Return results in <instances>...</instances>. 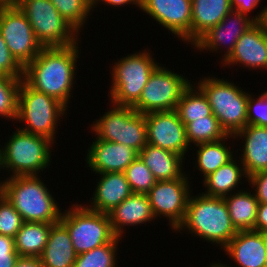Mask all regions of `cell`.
Here are the masks:
<instances>
[{"instance_id":"e575fe53","label":"cell","mask_w":267,"mask_h":267,"mask_svg":"<svg viewBox=\"0 0 267 267\" xmlns=\"http://www.w3.org/2000/svg\"><path fill=\"white\" fill-rule=\"evenodd\" d=\"M21 80L0 75V116L17 119L18 89Z\"/></svg>"},{"instance_id":"3957f363","label":"cell","mask_w":267,"mask_h":267,"mask_svg":"<svg viewBox=\"0 0 267 267\" xmlns=\"http://www.w3.org/2000/svg\"><path fill=\"white\" fill-rule=\"evenodd\" d=\"M185 227V228H184ZM189 229L200 238L225 248L237 234L223 197L189 196L186 214L177 231Z\"/></svg>"},{"instance_id":"681fc988","label":"cell","mask_w":267,"mask_h":267,"mask_svg":"<svg viewBox=\"0 0 267 267\" xmlns=\"http://www.w3.org/2000/svg\"><path fill=\"white\" fill-rule=\"evenodd\" d=\"M2 194V182H0V195Z\"/></svg>"},{"instance_id":"2e32d148","label":"cell","mask_w":267,"mask_h":267,"mask_svg":"<svg viewBox=\"0 0 267 267\" xmlns=\"http://www.w3.org/2000/svg\"><path fill=\"white\" fill-rule=\"evenodd\" d=\"M222 63L241 64L251 68L267 69V30L263 22H256L237 40L230 55Z\"/></svg>"},{"instance_id":"ffe728a7","label":"cell","mask_w":267,"mask_h":267,"mask_svg":"<svg viewBox=\"0 0 267 267\" xmlns=\"http://www.w3.org/2000/svg\"><path fill=\"white\" fill-rule=\"evenodd\" d=\"M245 139L241 161L247 178L255 173L267 170V127L246 125L230 137Z\"/></svg>"},{"instance_id":"f1b7e54d","label":"cell","mask_w":267,"mask_h":267,"mask_svg":"<svg viewBox=\"0 0 267 267\" xmlns=\"http://www.w3.org/2000/svg\"><path fill=\"white\" fill-rule=\"evenodd\" d=\"M193 88L196 87H192V84H190L184 90L176 107L179 118L185 126L194 119H200L212 114L206 95L199 87H197L198 91Z\"/></svg>"},{"instance_id":"f6af8a7d","label":"cell","mask_w":267,"mask_h":267,"mask_svg":"<svg viewBox=\"0 0 267 267\" xmlns=\"http://www.w3.org/2000/svg\"><path fill=\"white\" fill-rule=\"evenodd\" d=\"M255 22H263L267 30V6L258 16L255 15Z\"/></svg>"},{"instance_id":"ba28073f","label":"cell","mask_w":267,"mask_h":267,"mask_svg":"<svg viewBox=\"0 0 267 267\" xmlns=\"http://www.w3.org/2000/svg\"><path fill=\"white\" fill-rule=\"evenodd\" d=\"M72 208L61 214L60 222L67 228L78 255L110 243L116 237L106 213L77 204Z\"/></svg>"},{"instance_id":"d6a6232c","label":"cell","mask_w":267,"mask_h":267,"mask_svg":"<svg viewBox=\"0 0 267 267\" xmlns=\"http://www.w3.org/2000/svg\"><path fill=\"white\" fill-rule=\"evenodd\" d=\"M61 16L79 31L90 14V0H50Z\"/></svg>"},{"instance_id":"5bb4252c","label":"cell","mask_w":267,"mask_h":267,"mask_svg":"<svg viewBox=\"0 0 267 267\" xmlns=\"http://www.w3.org/2000/svg\"><path fill=\"white\" fill-rule=\"evenodd\" d=\"M145 122L148 144L175 152L184 158L190 144L185 125L176 110L146 113Z\"/></svg>"},{"instance_id":"d590c367","label":"cell","mask_w":267,"mask_h":267,"mask_svg":"<svg viewBox=\"0 0 267 267\" xmlns=\"http://www.w3.org/2000/svg\"><path fill=\"white\" fill-rule=\"evenodd\" d=\"M24 223L22 216L15 210L13 205L0 195V234L15 238L16 233Z\"/></svg>"},{"instance_id":"277c9868","label":"cell","mask_w":267,"mask_h":267,"mask_svg":"<svg viewBox=\"0 0 267 267\" xmlns=\"http://www.w3.org/2000/svg\"><path fill=\"white\" fill-rule=\"evenodd\" d=\"M9 138L4 149H0V168L10 169L13 176L38 175L47 168L52 140L21 129Z\"/></svg>"},{"instance_id":"5b68a950","label":"cell","mask_w":267,"mask_h":267,"mask_svg":"<svg viewBox=\"0 0 267 267\" xmlns=\"http://www.w3.org/2000/svg\"><path fill=\"white\" fill-rule=\"evenodd\" d=\"M203 80V81H202ZM198 87L206 95L213 115L228 135H234L247 125L249 93L240 90L227 80L204 78Z\"/></svg>"},{"instance_id":"d4e9b609","label":"cell","mask_w":267,"mask_h":267,"mask_svg":"<svg viewBox=\"0 0 267 267\" xmlns=\"http://www.w3.org/2000/svg\"><path fill=\"white\" fill-rule=\"evenodd\" d=\"M138 156L157 181L175 180L184 174L183 157L175 152L147 144Z\"/></svg>"},{"instance_id":"4dcf8cb0","label":"cell","mask_w":267,"mask_h":267,"mask_svg":"<svg viewBox=\"0 0 267 267\" xmlns=\"http://www.w3.org/2000/svg\"><path fill=\"white\" fill-rule=\"evenodd\" d=\"M185 129L189 144L193 142L198 145L230 139L213 113L207 117L194 119L185 126Z\"/></svg>"},{"instance_id":"cb8c5ba5","label":"cell","mask_w":267,"mask_h":267,"mask_svg":"<svg viewBox=\"0 0 267 267\" xmlns=\"http://www.w3.org/2000/svg\"><path fill=\"white\" fill-rule=\"evenodd\" d=\"M231 11V0H192L191 43L194 45Z\"/></svg>"},{"instance_id":"c3c4849f","label":"cell","mask_w":267,"mask_h":267,"mask_svg":"<svg viewBox=\"0 0 267 267\" xmlns=\"http://www.w3.org/2000/svg\"><path fill=\"white\" fill-rule=\"evenodd\" d=\"M19 0H11L12 4H16Z\"/></svg>"},{"instance_id":"4316f807","label":"cell","mask_w":267,"mask_h":267,"mask_svg":"<svg viewBox=\"0 0 267 267\" xmlns=\"http://www.w3.org/2000/svg\"><path fill=\"white\" fill-rule=\"evenodd\" d=\"M50 223L24 222L14 238L19 257H40L47 244Z\"/></svg>"},{"instance_id":"f546056e","label":"cell","mask_w":267,"mask_h":267,"mask_svg":"<svg viewBox=\"0 0 267 267\" xmlns=\"http://www.w3.org/2000/svg\"><path fill=\"white\" fill-rule=\"evenodd\" d=\"M223 142L225 139L196 145L199 146L196 166L205 178L233 159V152Z\"/></svg>"},{"instance_id":"ab89813d","label":"cell","mask_w":267,"mask_h":267,"mask_svg":"<svg viewBox=\"0 0 267 267\" xmlns=\"http://www.w3.org/2000/svg\"><path fill=\"white\" fill-rule=\"evenodd\" d=\"M247 181L256 187L255 196L259 203H267V170L249 176Z\"/></svg>"},{"instance_id":"7a4b0ae2","label":"cell","mask_w":267,"mask_h":267,"mask_svg":"<svg viewBox=\"0 0 267 267\" xmlns=\"http://www.w3.org/2000/svg\"><path fill=\"white\" fill-rule=\"evenodd\" d=\"M2 194L24 222L55 224L60 221L61 210L38 175L7 178L2 182Z\"/></svg>"},{"instance_id":"52a82bcc","label":"cell","mask_w":267,"mask_h":267,"mask_svg":"<svg viewBox=\"0 0 267 267\" xmlns=\"http://www.w3.org/2000/svg\"><path fill=\"white\" fill-rule=\"evenodd\" d=\"M15 5L28 18L42 47H67L79 41V32L61 16L50 0H19Z\"/></svg>"},{"instance_id":"484cf974","label":"cell","mask_w":267,"mask_h":267,"mask_svg":"<svg viewBox=\"0 0 267 267\" xmlns=\"http://www.w3.org/2000/svg\"><path fill=\"white\" fill-rule=\"evenodd\" d=\"M230 195V196H229ZM223 197L231 222L237 231L255 230L259 201L250 191H239Z\"/></svg>"},{"instance_id":"9a60e30c","label":"cell","mask_w":267,"mask_h":267,"mask_svg":"<svg viewBox=\"0 0 267 267\" xmlns=\"http://www.w3.org/2000/svg\"><path fill=\"white\" fill-rule=\"evenodd\" d=\"M140 9L182 40L191 42L192 0H141Z\"/></svg>"},{"instance_id":"6da1fadb","label":"cell","mask_w":267,"mask_h":267,"mask_svg":"<svg viewBox=\"0 0 267 267\" xmlns=\"http://www.w3.org/2000/svg\"><path fill=\"white\" fill-rule=\"evenodd\" d=\"M78 43L67 47H43L24 67L23 80L33 89L68 106L78 58Z\"/></svg>"},{"instance_id":"836d02e7","label":"cell","mask_w":267,"mask_h":267,"mask_svg":"<svg viewBox=\"0 0 267 267\" xmlns=\"http://www.w3.org/2000/svg\"><path fill=\"white\" fill-rule=\"evenodd\" d=\"M132 193L147 194L157 180L138 156L124 171Z\"/></svg>"},{"instance_id":"44dd1931","label":"cell","mask_w":267,"mask_h":267,"mask_svg":"<svg viewBox=\"0 0 267 267\" xmlns=\"http://www.w3.org/2000/svg\"><path fill=\"white\" fill-rule=\"evenodd\" d=\"M107 215L117 237L122 236L124 226L144 224V222L155 219L147 194L139 193H132Z\"/></svg>"},{"instance_id":"7402d4cb","label":"cell","mask_w":267,"mask_h":267,"mask_svg":"<svg viewBox=\"0 0 267 267\" xmlns=\"http://www.w3.org/2000/svg\"><path fill=\"white\" fill-rule=\"evenodd\" d=\"M100 175L101 178L93 194L92 206L86 207L107 214L130 196L132 191L124 172H107Z\"/></svg>"},{"instance_id":"7bdbcfd3","label":"cell","mask_w":267,"mask_h":267,"mask_svg":"<svg viewBox=\"0 0 267 267\" xmlns=\"http://www.w3.org/2000/svg\"><path fill=\"white\" fill-rule=\"evenodd\" d=\"M14 267H43L40 257H19Z\"/></svg>"},{"instance_id":"f35d334b","label":"cell","mask_w":267,"mask_h":267,"mask_svg":"<svg viewBox=\"0 0 267 267\" xmlns=\"http://www.w3.org/2000/svg\"><path fill=\"white\" fill-rule=\"evenodd\" d=\"M18 258L14 238L0 234V267H14Z\"/></svg>"},{"instance_id":"30bf717a","label":"cell","mask_w":267,"mask_h":267,"mask_svg":"<svg viewBox=\"0 0 267 267\" xmlns=\"http://www.w3.org/2000/svg\"><path fill=\"white\" fill-rule=\"evenodd\" d=\"M92 125L97 139L122 143L138 153L148 144L145 114L132 106H117Z\"/></svg>"},{"instance_id":"e0dca14e","label":"cell","mask_w":267,"mask_h":267,"mask_svg":"<svg viewBox=\"0 0 267 267\" xmlns=\"http://www.w3.org/2000/svg\"><path fill=\"white\" fill-rule=\"evenodd\" d=\"M137 157L138 152L127 145L96 138L86 158L91 170L100 174L124 172Z\"/></svg>"},{"instance_id":"7dc6e473","label":"cell","mask_w":267,"mask_h":267,"mask_svg":"<svg viewBox=\"0 0 267 267\" xmlns=\"http://www.w3.org/2000/svg\"><path fill=\"white\" fill-rule=\"evenodd\" d=\"M210 267H229V266H225L224 264H220V263H215V264H211Z\"/></svg>"},{"instance_id":"bcb514c9","label":"cell","mask_w":267,"mask_h":267,"mask_svg":"<svg viewBox=\"0 0 267 267\" xmlns=\"http://www.w3.org/2000/svg\"><path fill=\"white\" fill-rule=\"evenodd\" d=\"M12 4L11 0H0V9L10 6Z\"/></svg>"},{"instance_id":"60d3db41","label":"cell","mask_w":267,"mask_h":267,"mask_svg":"<svg viewBox=\"0 0 267 267\" xmlns=\"http://www.w3.org/2000/svg\"><path fill=\"white\" fill-rule=\"evenodd\" d=\"M259 2L260 0H231V8L247 15V13H250V11L256 8Z\"/></svg>"},{"instance_id":"1f68e13d","label":"cell","mask_w":267,"mask_h":267,"mask_svg":"<svg viewBox=\"0 0 267 267\" xmlns=\"http://www.w3.org/2000/svg\"><path fill=\"white\" fill-rule=\"evenodd\" d=\"M120 240L121 238L116 236L110 243L77 255L73 267H115V254Z\"/></svg>"},{"instance_id":"7c38bea8","label":"cell","mask_w":267,"mask_h":267,"mask_svg":"<svg viewBox=\"0 0 267 267\" xmlns=\"http://www.w3.org/2000/svg\"><path fill=\"white\" fill-rule=\"evenodd\" d=\"M0 33L15 59L25 67L43 48L25 14L16 5L0 9Z\"/></svg>"},{"instance_id":"74e56055","label":"cell","mask_w":267,"mask_h":267,"mask_svg":"<svg viewBox=\"0 0 267 267\" xmlns=\"http://www.w3.org/2000/svg\"><path fill=\"white\" fill-rule=\"evenodd\" d=\"M0 75L23 79L24 67L10 53L0 33Z\"/></svg>"},{"instance_id":"ac0fdd59","label":"cell","mask_w":267,"mask_h":267,"mask_svg":"<svg viewBox=\"0 0 267 267\" xmlns=\"http://www.w3.org/2000/svg\"><path fill=\"white\" fill-rule=\"evenodd\" d=\"M238 11L232 10L226 17L216 26L205 33L194 46L198 49H206L217 51L221 45H227V51L224 54V60L234 49L237 40L256 22L255 18L247 17ZM232 18V19H231ZM234 19V20H233ZM228 21V22H227ZM232 23V25H230ZM230 25V26H229ZM232 26V27H231ZM230 27V28H229ZM229 41V45L226 43Z\"/></svg>"},{"instance_id":"ee69618b","label":"cell","mask_w":267,"mask_h":267,"mask_svg":"<svg viewBox=\"0 0 267 267\" xmlns=\"http://www.w3.org/2000/svg\"><path fill=\"white\" fill-rule=\"evenodd\" d=\"M98 1H102V2H105L107 5H113L114 7L115 6H121V5H124V4H136L137 7L140 8V2L141 0H90V4H91V9H93V7L96 5V3H98ZM95 4V5H94Z\"/></svg>"},{"instance_id":"b9f144b4","label":"cell","mask_w":267,"mask_h":267,"mask_svg":"<svg viewBox=\"0 0 267 267\" xmlns=\"http://www.w3.org/2000/svg\"><path fill=\"white\" fill-rule=\"evenodd\" d=\"M255 230L267 234V203H259Z\"/></svg>"},{"instance_id":"603a6c76","label":"cell","mask_w":267,"mask_h":267,"mask_svg":"<svg viewBox=\"0 0 267 267\" xmlns=\"http://www.w3.org/2000/svg\"><path fill=\"white\" fill-rule=\"evenodd\" d=\"M77 253L67 228L59 221L51 225L40 260L43 267H73Z\"/></svg>"},{"instance_id":"8fae6325","label":"cell","mask_w":267,"mask_h":267,"mask_svg":"<svg viewBox=\"0 0 267 267\" xmlns=\"http://www.w3.org/2000/svg\"><path fill=\"white\" fill-rule=\"evenodd\" d=\"M191 84L182 75L157 66L132 108L141 114L176 110L184 90Z\"/></svg>"},{"instance_id":"9c48e42d","label":"cell","mask_w":267,"mask_h":267,"mask_svg":"<svg viewBox=\"0 0 267 267\" xmlns=\"http://www.w3.org/2000/svg\"><path fill=\"white\" fill-rule=\"evenodd\" d=\"M145 51L128 55L115 63L110 90L113 105L133 106L139 100L150 75L158 66Z\"/></svg>"},{"instance_id":"8992f818","label":"cell","mask_w":267,"mask_h":267,"mask_svg":"<svg viewBox=\"0 0 267 267\" xmlns=\"http://www.w3.org/2000/svg\"><path fill=\"white\" fill-rule=\"evenodd\" d=\"M67 107L57 99L31 88L23 79L18 89L17 119L26 122L21 130L54 140L59 116Z\"/></svg>"},{"instance_id":"4fadbf2b","label":"cell","mask_w":267,"mask_h":267,"mask_svg":"<svg viewBox=\"0 0 267 267\" xmlns=\"http://www.w3.org/2000/svg\"><path fill=\"white\" fill-rule=\"evenodd\" d=\"M183 174L175 180L157 181L147 193L155 218L164 216L176 230L183 222L190 196L188 177Z\"/></svg>"},{"instance_id":"d6986e66","label":"cell","mask_w":267,"mask_h":267,"mask_svg":"<svg viewBox=\"0 0 267 267\" xmlns=\"http://www.w3.org/2000/svg\"><path fill=\"white\" fill-rule=\"evenodd\" d=\"M239 267H267V234L241 230L224 248Z\"/></svg>"},{"instance_id":"8d00e7d4","label":"cell","mask_w":267,"mask_h":267,"mask_svg":"<svg viewBox=\"0 0 267 267\" xmlns=\"http://www.w3.org/2000/svg\"><path fill=\"white\" fill-rule=\"evenodd\" d=\"M256 99L248 96L247 125L267 127V91Z\"/></svg>"},{"instance_id":"83f0119b","label":"cell","mask_w":267,"mask_h":267,"mask_svg":"<svg viewBox=\"0 0 267 267\" xmlns=\"http://www.w3.org/2000/svg\"><path fill=\"white\" fill-rule=\"evenodd\" d=\"M237 163L236 160L232 159L204 178L203 182L207 187L204 195L210 197L228 196L231 193L230 191L234 190L241 183L239 181L242 175L247 178L244 167L242 165L239 167Z\"/></svg>"}]
</instances>
